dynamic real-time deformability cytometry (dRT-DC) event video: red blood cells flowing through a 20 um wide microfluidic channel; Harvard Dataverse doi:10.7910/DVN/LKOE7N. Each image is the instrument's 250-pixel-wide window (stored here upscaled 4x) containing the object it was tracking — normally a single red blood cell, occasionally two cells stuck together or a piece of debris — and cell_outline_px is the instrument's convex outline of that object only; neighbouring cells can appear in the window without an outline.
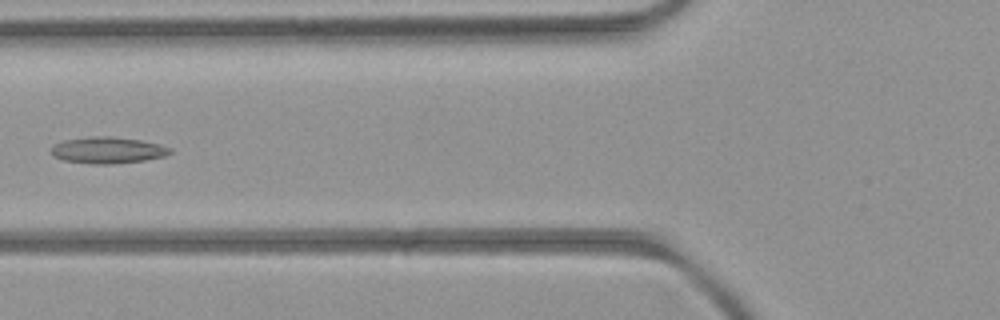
{"species": "common noctule bat (a hibernating species)", "species_latin": "Nyctalus noctula", "temperature_condition": "room temperature", "stored_images_in_passage": 7, "camera_frame_rate_fps": 3000, "um_per_image_px": 0.085, "animal": {"sex": "female", "body_mass_g": 21.9}, "frame": {"image": 1, "passage_image": 6, "time_ms": 5.667, "image_size_px": [1000, 320], "cell_outline_px": [[172, 152], [164, 156], [144, 160], [112, 164], [92, 164], [64, 160], [52, 156], [52, 144], [64, 140], [92, 136], [108, 136], [140, 140], [160, 144], [172, 148]], "centroid_in_image_um": [9.15, 12.76], "position_along_channel_um": 116.7, "area_um2": 18.32}}
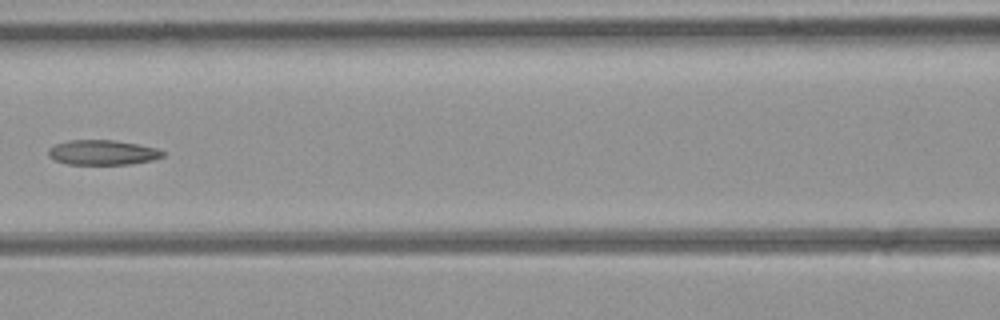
{"frame": {"image": 2, "passage_image": 7, "time_ms": 6.667, "image_size_px": [1000, 320], "cell_outline_px": [[164, 156], [152, 160], [132, 164], [68, 164], [52, 160], [48, 156], [48, 148], [56, 144], [68, 140], [112, 140], [136, 144], [156, 148], [164, 152]], "centroid_in_image_um": [8.67, 12.96], "position_along_channel_um": 157.9, "area_um2": 16.59}}